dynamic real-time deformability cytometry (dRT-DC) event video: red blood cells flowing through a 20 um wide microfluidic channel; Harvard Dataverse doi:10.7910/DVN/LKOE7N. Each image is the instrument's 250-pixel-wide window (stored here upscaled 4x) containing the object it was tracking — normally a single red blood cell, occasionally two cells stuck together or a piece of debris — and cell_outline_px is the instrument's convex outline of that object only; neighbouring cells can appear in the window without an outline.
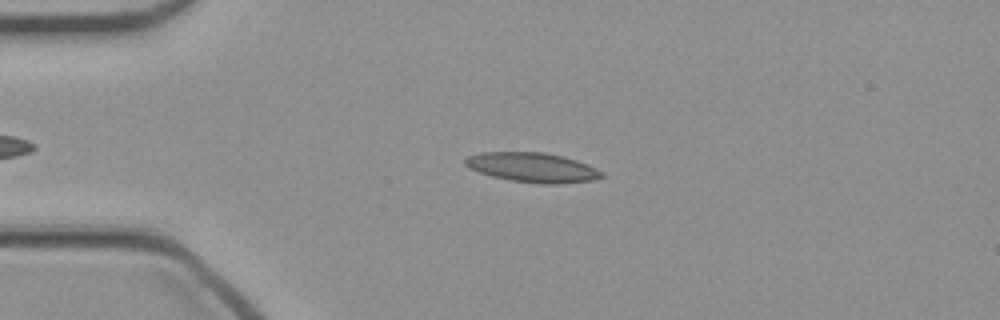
{"species": "common noctule bat (a hibernating species)", "species_latin": "Nyctalus noctula", "temperature_condition": "cold", "stored_images_in_passage": 47, "camera_frame_rate_fps": 3000, "um_per_image_px": 0.085, "animal": {"sex": "female", "body_mass_g": 21.9}, "frame": {"image": 1, "passage_image": 11, "time_ms": 3.333, "image_size_px": [1000, 320], "cell_outline_px": [[604, 176], [592, 180], [556, 184], [540, 184], [508, 180], [492, 176], [468, 168], [464, 164], [464, 160], [468, 156], [480, 152], [544, 152], [564, 156], [588, 164], [604, 172]], "centroid_in_image_um": [45.26, 14.23], "position_along_channel_um": 39.7, "area_um2": 23.7}}
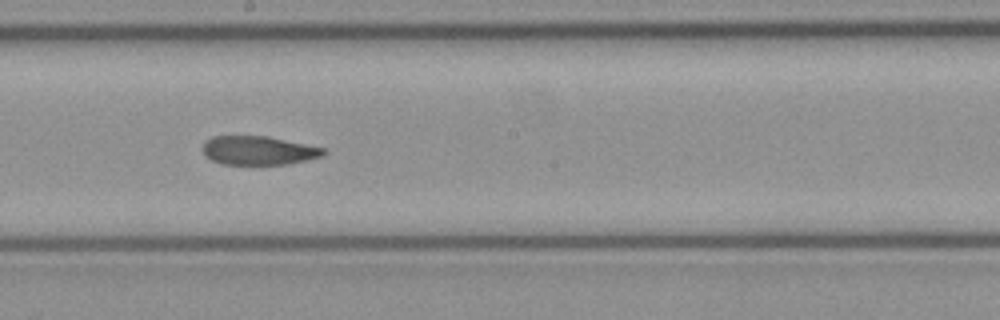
{"frame": {"image": 2, "passage_image": 26, "time_ms": 8.333, "image_size_px": [1000, 320], "cell_outline_px": [[328, 152], [324, 156], [288, 164], [220, 164], [212, 160], [204, 152], [204, 140], [212, 136], [268, 136], [324, 148]], "centroid_in_image_um": [22.0, 12.78], "position_along_channel_um": 226.2, "area_um2": 20.23}}
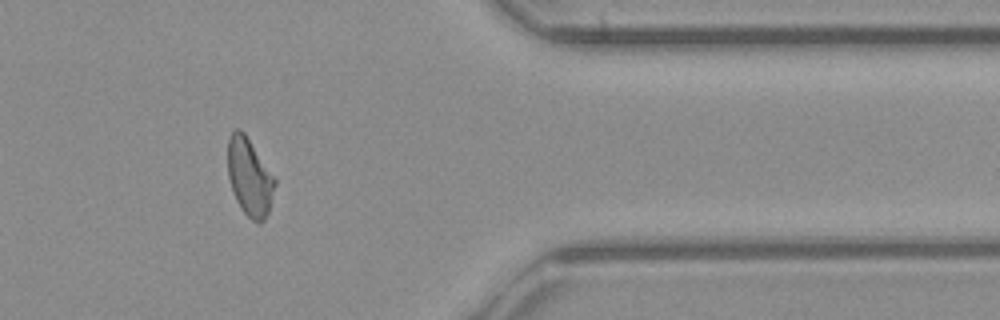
{"frame": {"image": 3, "passage_image": 39, "time_ms": 12.667, "image_size_px": [1000, 320], "cell_outline_px": [[276, 184], [268, 212], [264, 220], [260, 224], [256, 224], [244, 212], [236, 200], [232, 192], [228, 176], [228, 136], [236, 128], [240, 128], [244, 132], [276, 176]], "centroid_in_image_um": [21.23, 15.03], "position_along_channel_um": 390.2, "area_um2": 21.68}}